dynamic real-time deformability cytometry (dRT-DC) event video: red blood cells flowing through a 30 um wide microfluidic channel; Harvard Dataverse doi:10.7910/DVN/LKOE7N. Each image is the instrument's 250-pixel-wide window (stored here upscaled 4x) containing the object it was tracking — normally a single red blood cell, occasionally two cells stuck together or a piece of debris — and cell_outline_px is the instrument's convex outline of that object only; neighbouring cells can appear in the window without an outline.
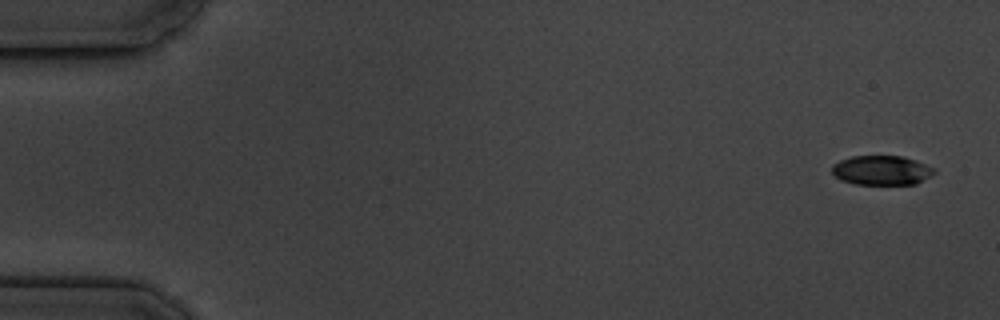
{"species": "common noctule bat (a hibernating species)", "species_latin": "Nyctalus noctula", "temperature_condition": "cold", "stored_images_in_passage": 6, "camera_frame_rate_fps": 3000, "um_per_image_px": 0.085, "animal": {"sex": "male", "body_mass_g": 19.5, "forearm_length_mm": 54.6}, "frame": {"image": 1, "passage_image": 1, "time_ms": 0.0, "image_size_px": [1000, 320], "cell_outline_px": [[936, 172], [916, 184], [856, 184], [840, 180], [832, 172], [832, 164], [840, 160], [852, 156], [904, 156], [916, 160], [936, 168]], "centroid_in_image_um": [74.95, 14.47], "position_along_channel_um": 10.1, "area_um2": 17.63}}